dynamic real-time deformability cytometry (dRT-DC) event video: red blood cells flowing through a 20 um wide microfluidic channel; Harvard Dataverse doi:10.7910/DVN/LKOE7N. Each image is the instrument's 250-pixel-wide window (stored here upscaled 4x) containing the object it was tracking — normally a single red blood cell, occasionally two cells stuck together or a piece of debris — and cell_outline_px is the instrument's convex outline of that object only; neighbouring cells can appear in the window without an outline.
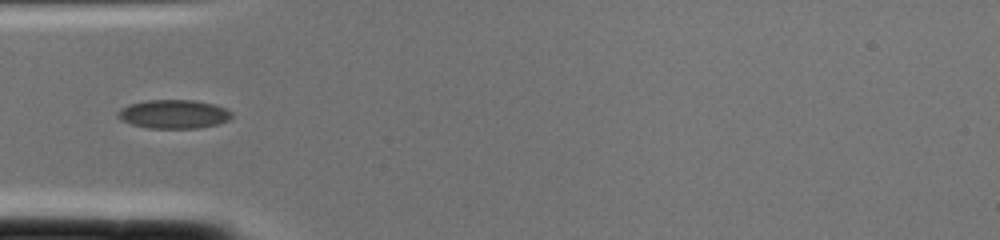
{"species": "common noctule bat (a hibernating species)", "species_latin": "Nyctalus noctula", "temperature_condition": "cold", "stored_images_in_passage": 2, "camera_frame_rate_fps": 3000, "um_per_image_px": 0.085, "animal": {"sex": "female", "body_mass_g": 22.0, "forearm_length_mm": 56.7}, "frame": {"image": 1, "passage_image": 2, "time_ms": 0.333, "image_size_px": [1000, 240], "cell_outline_px": [[232, 116], [228, 120], [220, 124], [196, 128], [148, 128], [132, 124], [120, 120], [116, 116], [116, 112], [120, 108], [128, 104], [148, 100], [192, 100], [216, 104], [228, 108], [232, 112]], "centroid_in_image_um": [14.77, 9.69], "position_along_channel_um": 70.2, "area_um2": 19.36}}